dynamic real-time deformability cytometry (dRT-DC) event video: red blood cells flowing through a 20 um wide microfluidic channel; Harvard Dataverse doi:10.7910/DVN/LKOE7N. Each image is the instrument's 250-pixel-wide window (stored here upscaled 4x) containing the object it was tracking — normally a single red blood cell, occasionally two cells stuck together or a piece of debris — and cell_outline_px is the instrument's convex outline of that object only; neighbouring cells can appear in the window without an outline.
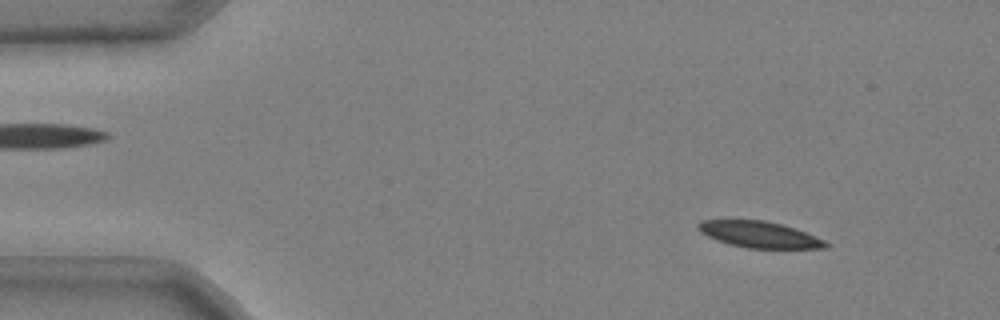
{"species": "common noctule bat (a hibernating species)", "species_latin": "Nyctalus noctula", "temperature_condition": "cold", "stored_images_in_passage": 51, "camera_frame_rate_fps": 3000, "um_per_image_px": 0.085, "animal": {"sex": "male", "body_mass_g": 20.4}, "frame": {"image": 1, "passage_image": 5, "time_ms": 1.333, "image_size_px": [1000, 320], "cell_outline_px": [[828, 248], [748, 248], [728, 244], [716, 240], [700, 232], [696, 228], [696, 224], [700, 220], [764, 220], [784, 224], [796, 228], [824, 240], [828, 244]], "centroid_in_image_um": [64.51, 19.92], "position_along_channel_um": 20.5, "area_um2": 19.65}}
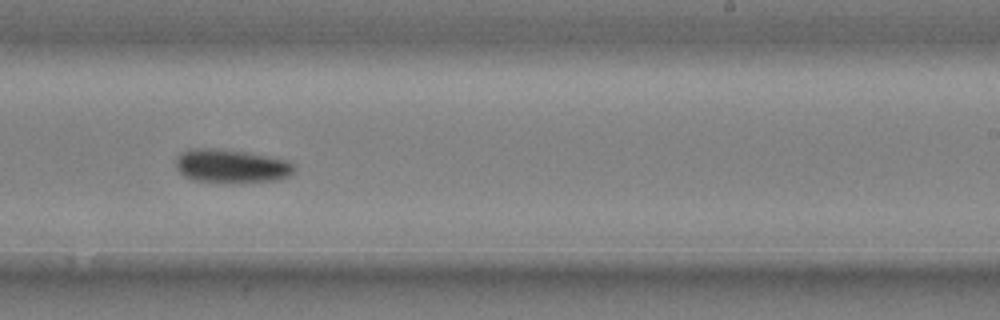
{"frame": {"image": 2, "passage_image": 32, "time_ms": 10.333, "image_size_px": [1000, 320], "cell_outline_px": [[296, 168], [292, 176], [276, 180], [192, 180], [184, 176], [176, 168], [176, 156], [180, 152], [192, 148], [212, 148], [244, 152], [288, 160]], "centroid_in_image_um": [19.64, 14.07], "position_along_channel_um": 269.4, "area_um2": 22.43}}
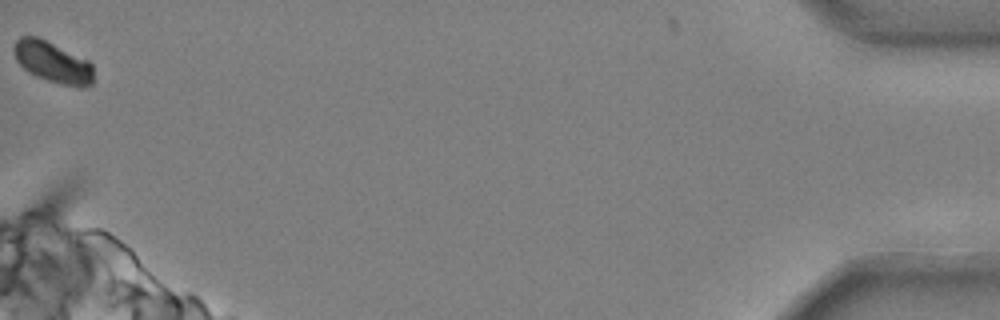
{"frame": {"image": 3, "passage_image": 51, "time_ms": 16.667, "image_size_px": [1000, 320], "cell_outline_px": [[92, 84], [84, 88], [80, 88], [60, 84], [36, 76], [28, 72], [16, 60], [12, 52], [12, 48], [16, 40], [20, 36], [36, 36], [88, 60], [92, 64]], "centroid_in_image_um": [4.45, 5.29], "position_along_channel_um": 430.7, "area_um2": 19.07}, "authors_computed_cell_mechanics": {"area_um2": 21.4438, "velocity_mm_per_s": 3.6706, "shape_relaxation_time_tau1_ms": 2.655, "shape_relaxation_time_tau2_ms": null, "deformation_change_tau1": 0.0992, "deformation_change_tau2": null}}